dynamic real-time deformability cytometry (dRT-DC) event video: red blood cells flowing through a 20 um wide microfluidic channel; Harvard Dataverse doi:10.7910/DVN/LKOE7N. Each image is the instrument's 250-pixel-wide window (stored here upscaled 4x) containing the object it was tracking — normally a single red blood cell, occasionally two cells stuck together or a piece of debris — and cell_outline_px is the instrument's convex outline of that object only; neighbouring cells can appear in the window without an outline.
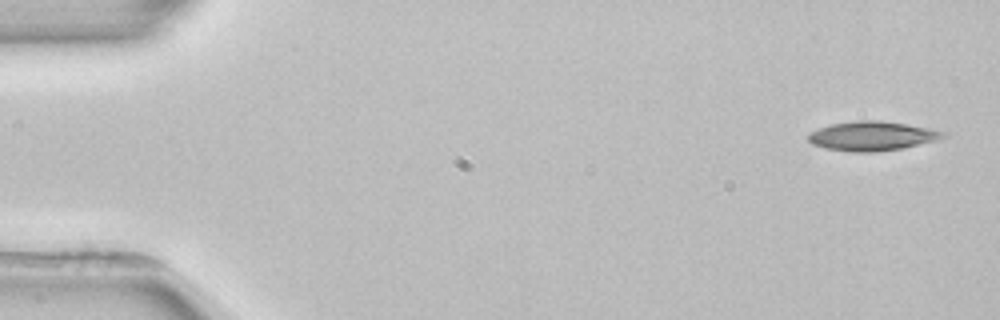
{"species": "common noctule bat (a hibernating species)", "species_latin": "Nyctalus noctula", "temperature_condition": "room temperature", "stored_images_in_passage": 5, "camera_frame_rate_fps": 3000, "um_per_image_px": 0.085, "animal": {"sex": "female", "body_mass_g": 22.7, "forearm_length_mm": 54.2}, "frame": {"image": 1, "passage_image": 1, "time_ms": 0.0, "image_size_px": [1000, 320], "cell_outline_px": [[948, 136], [936, 140], [904, 148], [872, 152], [852, 152], [824, 148], [812, 144], [808, 140], [808, 132], [832, 124], [856, 120], [880, 120], [928, 128], [948, 132]], "centroid_in_image_um": [74.13, 11.56], "position_along_channel_um": 10.9, "area_um2": 23.06}}
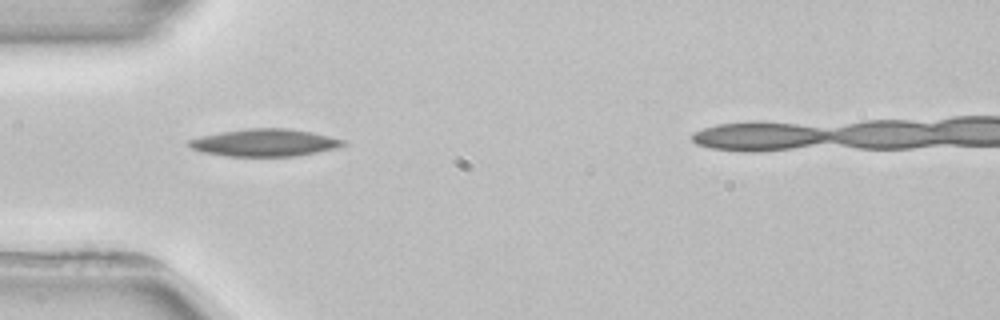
{"frame": {"image": 2, "passage_image": 4, "time_ms": 4.667, "image_size_px": [1000, 320], "cell_outline_px": [[348, 144], [336, 148], [296, 156], [228, 156], [204, 152], [192, 148], [184, 144], [188, 140], [200, 136], [220, 132], [248, 128], [288, 128], [312, 132], [344, 140]], "centroid_in_image_um": [22.48, 12.12], "position_along_channel_um": 62.5, "area_um2": 24.57}}